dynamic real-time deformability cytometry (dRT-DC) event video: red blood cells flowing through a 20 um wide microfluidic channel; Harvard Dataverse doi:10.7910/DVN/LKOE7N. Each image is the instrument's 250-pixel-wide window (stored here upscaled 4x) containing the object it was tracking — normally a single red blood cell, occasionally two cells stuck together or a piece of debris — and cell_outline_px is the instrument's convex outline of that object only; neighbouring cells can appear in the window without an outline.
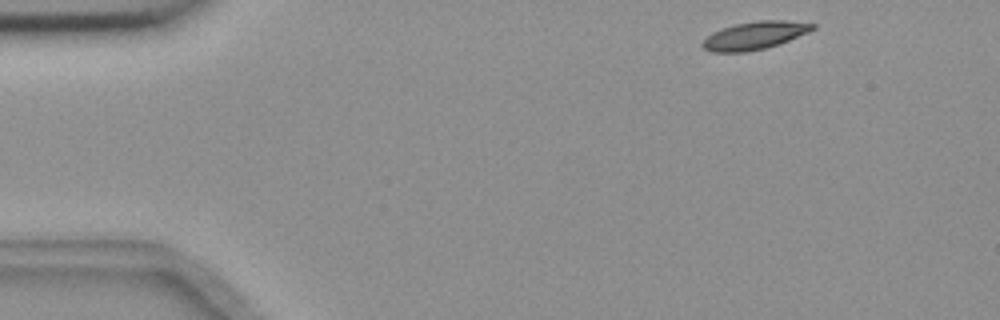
{"species": "common noctule bat (a hibernating species)", "species_latin": "Nyctalus noctula", "temperature_condition": "room temperature", "stored_images_in_passage": 50, "camera_frame_rate_fps": 3000, "um_per_image_px": 0.085, "animal": {"sex": "female", "body_mass_g": 18.4}, "frame": {"image": 1, "passage_image": 1, "time_ms": 0.0, "image_size_px": [1000, 320], "cell_outline_px": [[816, 28], [808, 32], [780, 44], [748, 52], [712, 52], [704, 48], [700, 44], [712, 32], [736, 24], [756, 20], [784, 20], [816, 24]], "centroid_in_image_um": [64.16, 3.02], "position_along_channel_um": 20.8, "area_um2": 17.8}}
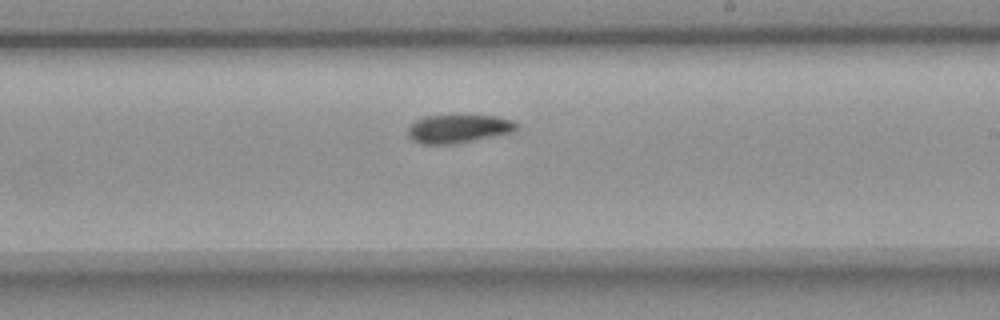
{"frame": {"image": 2, "passage_image": 27, "time_ms": 8.667, "image_size_px": [1000, 320], "cell_outline_px": [[520, 128], [516, 132], [456, 144], [420, 144], [412, 140], [408, 136], [408, 128], [416, 120], [424, 116], [496, 116], [512, 120]], "centroid_in_image_um": [39.0, 10.96], "position_along_channel_um": 250.0, "area_um2": 18.09}}
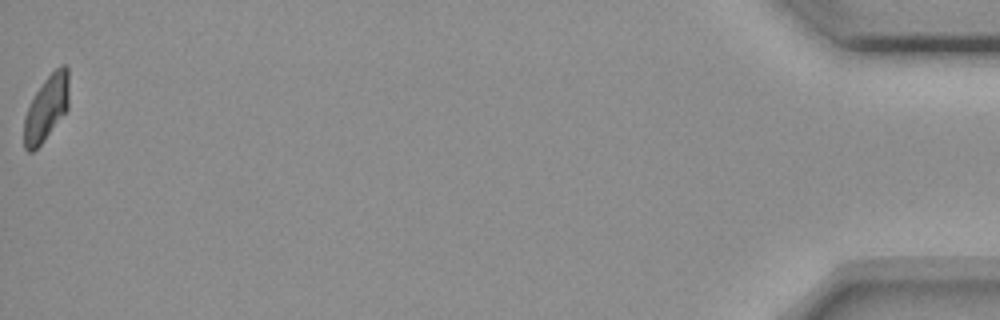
{"frame": {"image": 3, "passage_image": 50, "time_ms": 16.333, "image_size_px": [1000, 320], "cell_outline_px": [[68, 108], [44, 140], [32, 152], [28, 152], [24, 148], [24, 116], [36, 92], [44, 80], [60, 64], [64, 64], [68, 68]], "centroid_in_image_um": [3.94, 9.18], "position_along_channel_um": 431.3, "area_um2": 16.82}, "authors_computed_cell_mechanics": {"area_um2": 18.207, "velocity_mm_per_s": 3.6513, "shape_relaxation_time_tau1_ms": 8.0037, "shape_relaxation_time_tau2_ms": null, "deformation_change_tau1": 0.1775, "deformation_change_tau2": null}}